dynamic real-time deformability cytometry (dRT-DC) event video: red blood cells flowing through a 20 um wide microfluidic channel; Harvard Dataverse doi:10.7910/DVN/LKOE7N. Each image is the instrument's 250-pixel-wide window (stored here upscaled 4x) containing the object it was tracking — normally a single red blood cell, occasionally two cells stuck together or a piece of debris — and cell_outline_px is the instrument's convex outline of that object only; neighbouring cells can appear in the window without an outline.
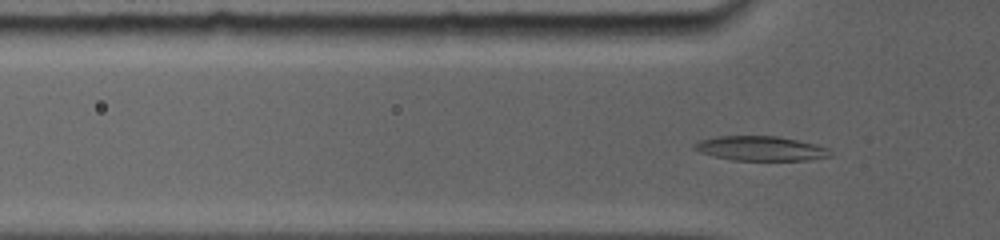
{"species": "common noctule bat (a hibernating species)", "species_latin": "Nyctalus noctula", "temperature_condition": "room temperature", "stored_images_in_passage": 23, "camera_frame_rate_fps": 5000, "um_per_image_px": 0.085, "animal": {"sex": "female", "body_mass_g": 19.0, "forearm_length_mm": 56.7}, "frame": {"image": 1, "passage_image": 8, "time_ms": 1.6, "image_size_px": [1000, 240], "cell_outline_px": [[832, 156], [808, 160], [732, 160], [700, 152], [692, 148], [692, 144], [700, 140], [716, 136], [776, 136], [816, 144], [832, 148]], "centroid_in_image_um": [64.69, 12.61], "position_along_channel_um": 61.1, "area_um2": 19.54}}
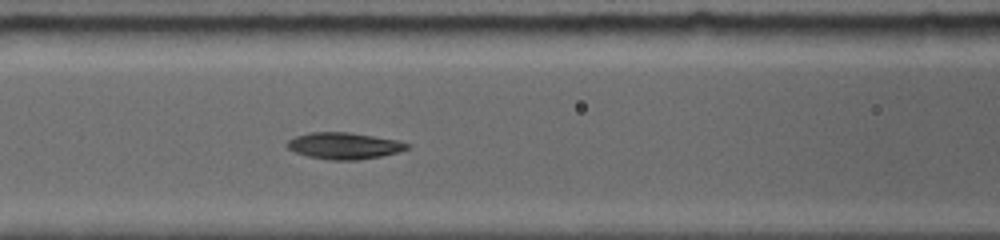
{"frame": {"image": 2, "passage_image": 16, "time_ms": 3.6, "image_size_px": [1000, 240], "cell_outline_px": [[412, 144], [408, 148], [400, 152], [380, 156], [356, 160], [328, 160], [308, 156], [296, 152], [288, 148], [288, 140], [296, 136], [308, 132], [352, 132], [400, 140]], "centroid_in_image_um": [29.31, 12.38], "position_along_channel_um": 137.3, "area_um2": 18.73}}
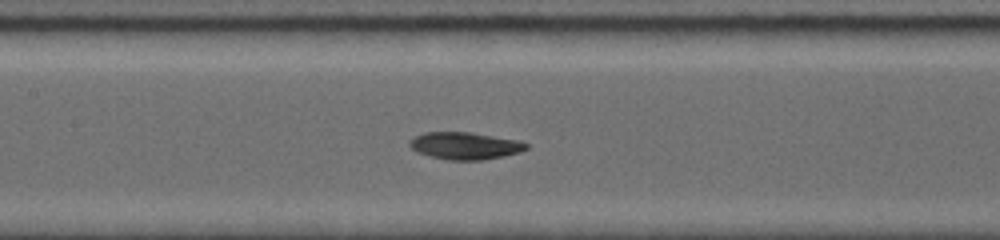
{"frame": {"image": 3, "passage_image": 20, "time_ms": 4.4, "image_size_px": [1000, 240], "cell_outline_px": [[528, 148], [520, 152], [504, 156], [484, 160], [448, 160], [428, 156], [416, 152], [408, 144], [416, 136], [424, 132], [468, 132], [516, 140], [528, 144]], "centroid_in_image_um": [39.51, 12.4], "position_along_channel_um": 167.9, "area_um2": 18.38}}